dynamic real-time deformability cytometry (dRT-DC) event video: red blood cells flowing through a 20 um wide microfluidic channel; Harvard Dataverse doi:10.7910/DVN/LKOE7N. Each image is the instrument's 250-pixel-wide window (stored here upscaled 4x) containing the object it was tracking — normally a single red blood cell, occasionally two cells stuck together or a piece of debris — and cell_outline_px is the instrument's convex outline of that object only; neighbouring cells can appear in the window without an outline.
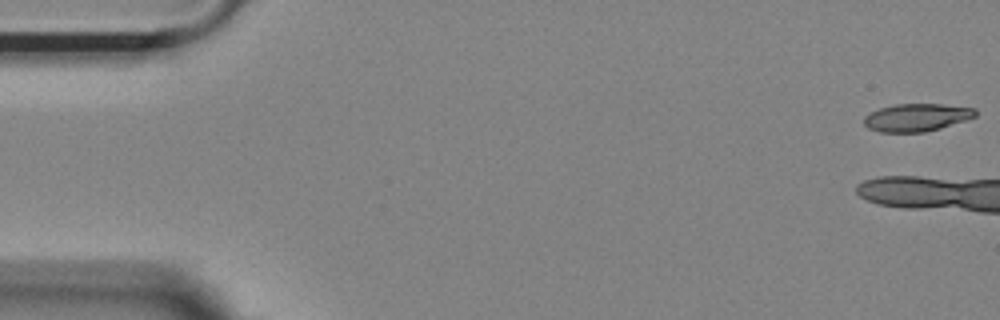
{"species": "Egyptian fruit bat (a non-hibernating species)", "species_latin": "Rousettus aegyptiacus", "temperature_condition": "room temperature", "stored_images_in_passage": 5, "camera_frame_rate_fps": 3000, "um_per_image_px": 0.085, "animal": {"sex": "female"}, "frame": {"image": 1, "passage_image": 1, "time_ms": 0.0, "image_size_px": [1000, 320], "cell_outline_px": [[976, 116], [940, 128], [924, 132], [880, 132], [868, 128], [864, 124], [864, 116], [880, 108], [896, 104], [940, 104], [976, 108]], "centroid_in_image_um": [77.9, 9.98], "position_along_channel_um": 7.1, "area_um2": 17.8}}